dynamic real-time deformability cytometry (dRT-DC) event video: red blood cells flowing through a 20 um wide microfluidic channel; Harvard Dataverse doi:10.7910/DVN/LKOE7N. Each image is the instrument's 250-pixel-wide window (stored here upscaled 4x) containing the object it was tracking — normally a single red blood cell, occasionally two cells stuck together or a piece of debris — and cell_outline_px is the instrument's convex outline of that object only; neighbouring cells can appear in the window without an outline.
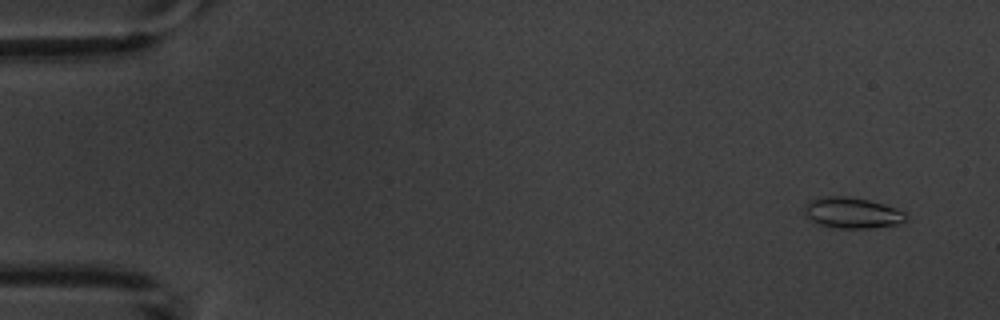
{"species": "common noctule bat (a hibernating species)", "species_latin": "Nyctalus noctula", "temperature_condition": "warm", "stored_images_in_passage": 4, "camera_frame_rate_fps": 3000, "um_per_image_px": 0.085, "animal": {"sex": "male", "body_mass_g": 20.1, "forearm_length_mm": 53.5}, "frame": {"image": 1, "passage_image": 1, "time_ms": 0.0, "image_size_px": [1000, 320], "cell_outline_px": [[908, 220], [896, 224], [872, 228], [840, 228], [820, 224], [812, 220], [804, 212], [804, 208], [812, 200], [828, 196], [844, 196], [868, 200], [884, 204], [896, 208], [904, 212], [908, 216]], "centroid_in_image_um": [72.5, 18.1], "position_along_channel_um": 12.5, "area_um2": 17.92}}
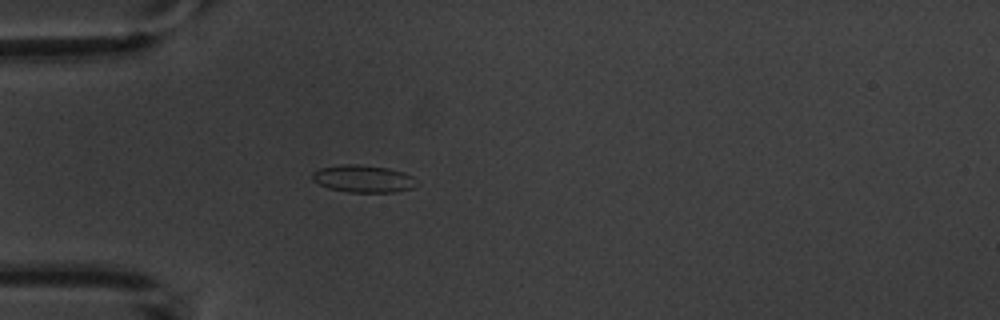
{"frame": {"image": 2, "passage_image": 4, "time_ms": 4.333, "image_size_px": [1000, 320], "cell_outline_px": [[420, 184], [412, 188], [396, 192], [348, 192], [328, 188], [312, 180], [312, 172], [320, 168], [344, 164], [356, 164], [388, 168], [404, 172], [412, 176]], "centroid_in_image_um": [30.9, 15.2], "position_along_channel_um": 54.1, "area_um2": 16.7}}